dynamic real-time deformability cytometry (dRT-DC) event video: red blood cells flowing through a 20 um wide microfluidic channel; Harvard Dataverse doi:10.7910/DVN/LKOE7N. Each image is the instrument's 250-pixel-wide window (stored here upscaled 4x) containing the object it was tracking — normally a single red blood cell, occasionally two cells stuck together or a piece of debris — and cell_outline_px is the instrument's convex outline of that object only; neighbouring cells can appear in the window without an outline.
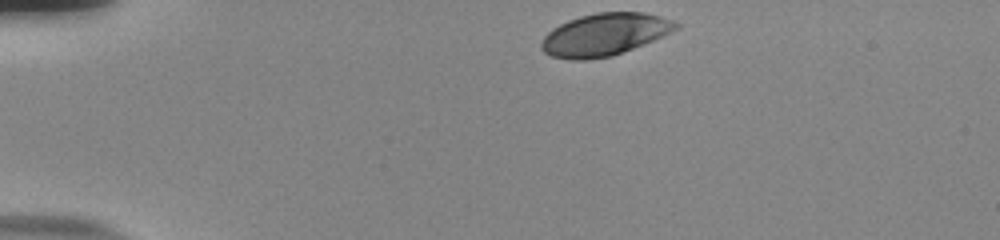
{"species": "human", "species_latin": "Homo sapiens", "temperature_condition": "room temperature", "stored_images_in_passage": 36, "camera_frame_rate_fps": 3000, "um_per_image_px": 0.085, "donor": {"sex": "male"}, "frame": {"image": 1, "passage_image": 1, "time_ms": 0.0, "image_size_px": [1000, 240], "cell_outline_px": [[680, 28], [664, 36], [644, 44], [612, 56], [584, 60], [572, 60], [552, 56], [544, 52], [540, 48], [540, 44], [544, 36], [552, 28], [568, 20], [580, 16], [596, 12], [644, 12], [660, 16], [672, 20], [680, 24]], "centroid_in_image_um": [51.4, 2.93], "position_along_channel_um": 33.6, "area_um2": 33.35}}
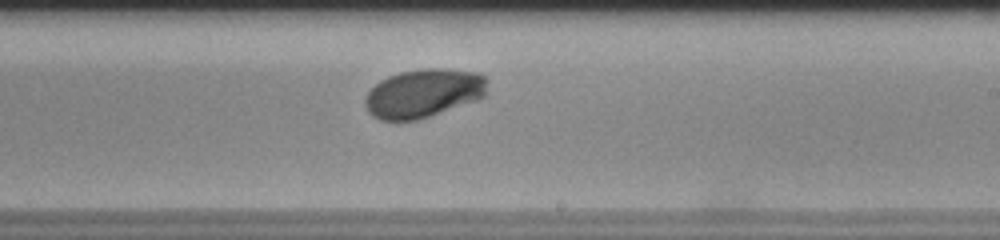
{"frame": {"image": 2, "passage_image": 24, "time_ms": 7.667, "image_size_px": [1000, 240], "cell_outline_px": [[484, 96], [480, 100], [416, 120], [380, 120], [372, 116], [368, 112], [364, 104], [364, 100], [368, 92], [380, 80], [388, 76], [400, 72], [424, 68], [448, 68], [480, 72], [484, 76]], "centroid_in_image_um": [35.99, 7.92], "position_along_channel_um": 253.0, "area_um2": 34.74}}
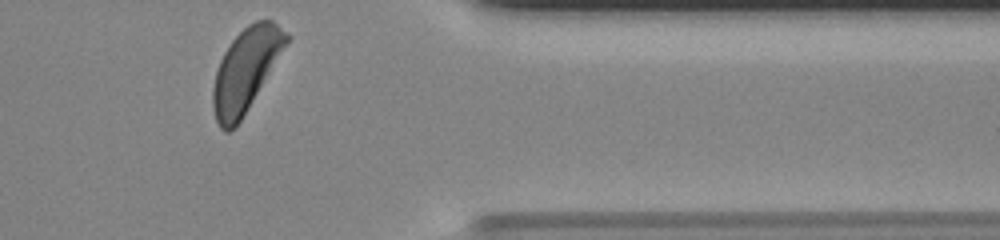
{"frame": {"image": 3, "passage_image": 36, "time_ms": 11.667, "image_size_px": [1000, 240], "cell_outline_px": [[292, 36], [236, 128], [228, 132], [224, 132], [220, 128], [216, 120], [212, 108], [212, 88], [216, 72], [220, 60], [224, 52], [232, 40], [248, 24], [256, 20], [272, 20]], "centroid_in_image_um": [20.88, 5.97], "position_along_channel_um": 390.5, "area_um2": 35.32}, "authors_computed_cell_mechanics": {"area_um2": 34.6511, "velocity_mm_per_s": 3.7416, "shape_relaxation_time_tau1_ms": 3.5024, "shape_relaxation_time_tau2_ms": null, "deformation_change_tau1": 0.1829, "deformation_change_tau2": null}}